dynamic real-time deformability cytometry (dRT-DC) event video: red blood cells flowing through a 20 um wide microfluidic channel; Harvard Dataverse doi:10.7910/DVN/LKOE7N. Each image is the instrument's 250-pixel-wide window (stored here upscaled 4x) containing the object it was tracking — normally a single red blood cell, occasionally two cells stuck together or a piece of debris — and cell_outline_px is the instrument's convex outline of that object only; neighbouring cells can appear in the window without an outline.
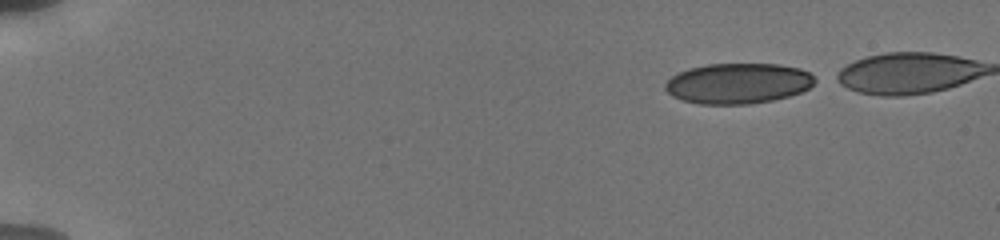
{"species": "human", "species_latin": "Homo sapiens", "temperature_condition": "cold", "stored_images_in_passage": 24, "camera_frame_rate_fps": 3000, "um_per_image_px": 0.085, "donor": {"sex": "male"}, "frame": {"image": 1, "passage_image": 1, "time_ms": 0.0, "image_size_px": [1000, 240], "cell_outline_px": [[820, 80], [808, 88], [800, 92], [788, 96], [772, 100], [748, 104], [700, 104], [684, 100], [672, 96], [664, 88], [664, 84], [676, 72], [688, 68], [708, 64], [780, 64], [800, 68], [808, 72]], "centroid_in_image_um": [62.74, 7.08], "position_along_channel_um": 22.3, "area_um2": 35.49}}
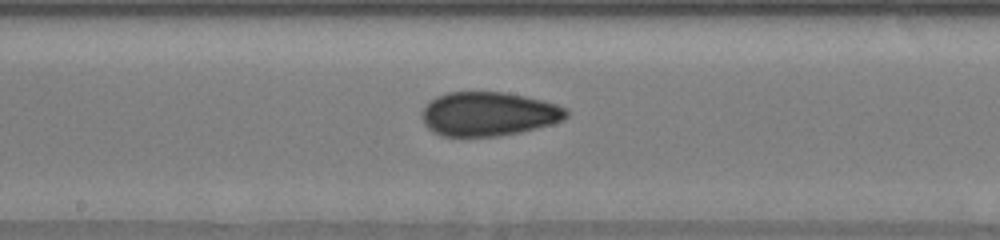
{"frame": {"image": 2, "passage_image": 10, "time_ms": 8.0, "image_size_px": [1000, 240], "cell_outline_px": [[568, 116], [564, 120], [552, 124], [520, 132], [500, 136], [440, 136], [432, 132], [424, 124], [420, 116], [424, 108], [436, 96], [448, 92], [504, 92], [544, 100], [568, 108]], "centroid_in_image_um": [41.54, 9.69], "position_along_channel_um": 206.7, "area_um2": 37.28}}
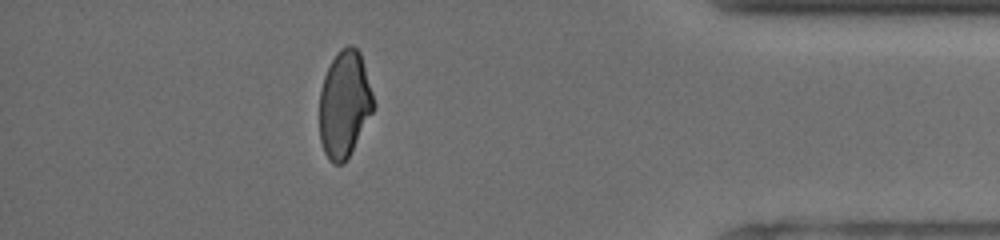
{"frame": {"image": 3, "passage_image": 23, "time_ms": 14.0, "image_size_px": [1000, 240], "cell_outline_px": [[376, 104], [372, 112], [348, 156], [340, 164], [332, 164], [328, 160], [324, 152], [320, 140], [320, 92], [324, 76], [336, 52], [340, 48], [348, 44], [352, 44], [360, 52]], "centroid_in_image_um": [29.27, 8.81], "position_along_channel_um": 405.9, "area_um2": 33.35}}